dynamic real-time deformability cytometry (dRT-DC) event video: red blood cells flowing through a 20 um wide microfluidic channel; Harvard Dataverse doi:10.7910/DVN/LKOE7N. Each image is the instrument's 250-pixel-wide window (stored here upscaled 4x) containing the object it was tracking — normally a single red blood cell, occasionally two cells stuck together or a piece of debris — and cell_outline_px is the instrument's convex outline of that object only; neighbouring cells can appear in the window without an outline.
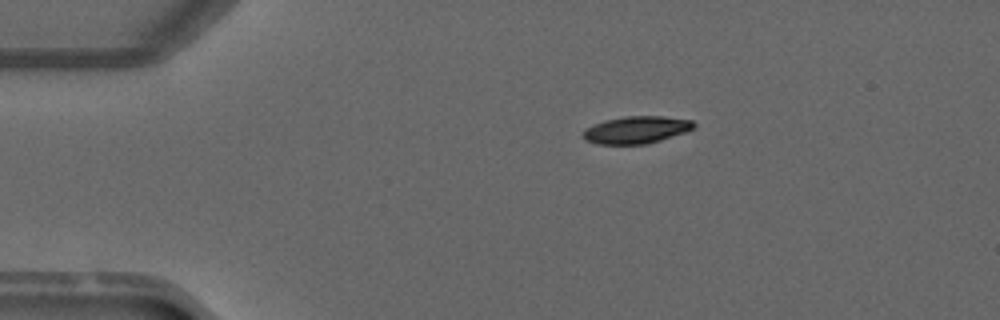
{"species": "common noctule bat (a hibernating species)", "species_latin": "Nyctalus noctula", "temperature_condition": "warm", "stored_images_in_passage": 42, "camera_frame_rate_fps": 3000, "um_per_image_px": 0.085, "animal": {"sex": "male", "forearm_length_mm": 52.5}, "frame": {"image": 1, "passage_image": 1, "time_ms": 0.0, "image_size_px": [1000, 320], "cell_outline_px": [[696, 124], [692, 128], [684, 132], [648, 144], [596, 144], [584, 140], [580, 136], [584, 128], [604, 120], [624, 116], [664, 116], [692, 120]], "centroid_in_image_um": [54.01, 11.03], "position_along_channel_um": 31.0, "area_um2": 17.74}}
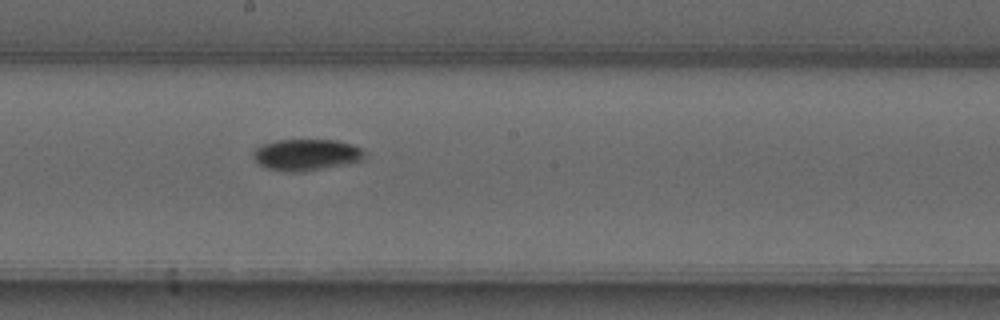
{"frame": {"image": 2, "passage_image": 19, "time_ms": 6.0, "image_size_px": [1000, 320], "cell_outline_px": [[368, 156], [364, 160], [304, 172], [288, 172], [268, 168], [260, 164], [252, 156], [252, 152], [256, 148], [264, 144], [276, 140], [336, 140], [352, 144], [360, 148]], "centroid_in_image_um": [26.07, 13.15], "position_along_channel_um": 222.1, "area_um2": 20.4}}
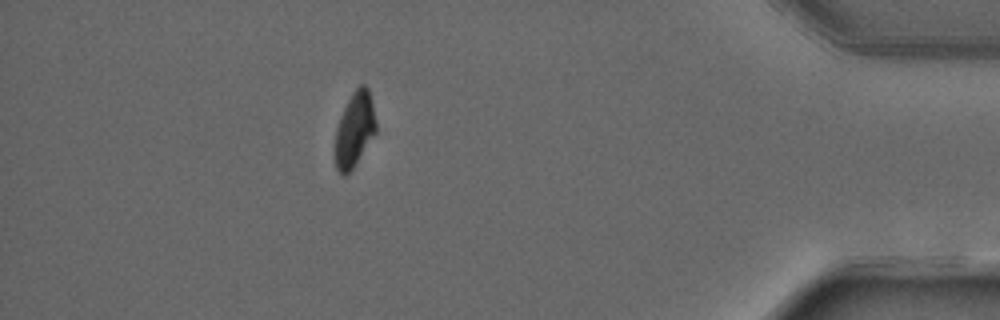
{"frame": {"image": 3, "passage_image": 36, "time_ms": 11.667, "image_size_px": [1000, 320], "cell_outline_px": [[376, 132], [352, 168], [344, 176], [336, 168], [336, 128], [340, 116], [352, 92], [360, 84], [364, 84], [368, 88], [376, 120]], "centroid_in_image_um": [30.14, 10.96], "position_along_channel_um": 405.1, "area_um2": 17.34}, "authors_computed_cell_mechanics": {"area_um2": 19.5075, "velocity_mm_per_s": 4.086, "shape_relaxation_time_tau1_ms": 3.4803, "shape_relaxation_time_tau2_ms": null, "deformation_change_tau1": 0.1774, "deformation_change_tau2": null}}